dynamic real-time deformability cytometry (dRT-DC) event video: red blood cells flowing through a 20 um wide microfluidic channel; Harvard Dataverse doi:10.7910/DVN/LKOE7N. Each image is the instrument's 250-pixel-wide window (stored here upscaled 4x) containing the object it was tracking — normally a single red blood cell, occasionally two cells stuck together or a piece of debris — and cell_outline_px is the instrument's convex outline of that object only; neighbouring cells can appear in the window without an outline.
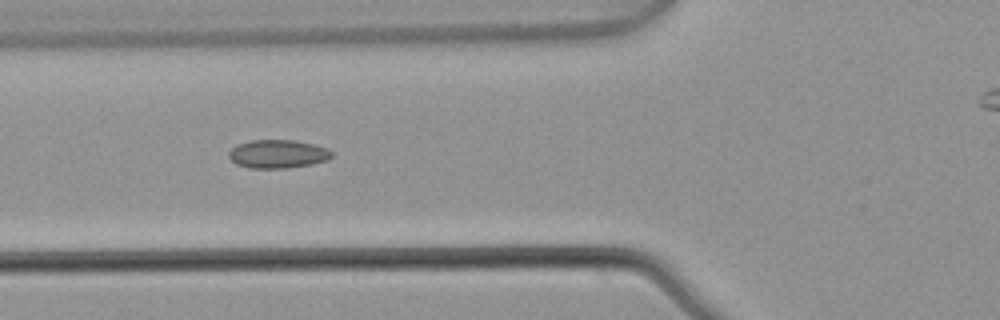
{"species": "common noctule bat (a hibernating species)", "species_latin": "Nyctalus noctula", "temperature_condition": "warm", "stored_images_in_passage": 6, "camera_frame_rate_fps": 3000, "um_per_image_px": 0.085, "animal": {"sex": "male", "body_mass_g": 21.5, "forearm_length_mm": 52.0}, "frame": {"image": 1, "passage_image": 4, "time_ms": 1.0, "image_size_px": [1000, 320], "cell_outline_px": [[332, 156], [328, 160], [312, 164], [288, 168], [248, 168], [236, 164], [228, 156], [228, 152], [236, 144], [248, 140], [296, 140], [328, 148], [332, 152]], "centroid_in_image_um": [23.6, 13.08], "position_along_channel_um": 102.2, "area_um2": 17.22}}
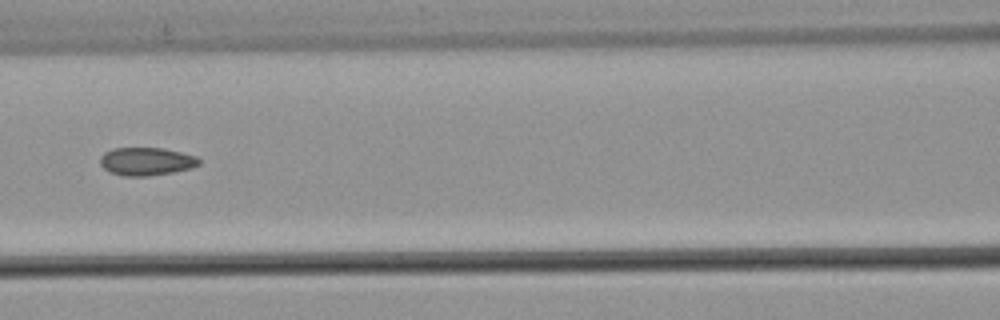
{"frame": {"image": 2, "passage_image": 5, "time_ms": 1.333, "image_size_px": [1000, 320], "cell_outline_px": [[200, 164], [192, 168], [172, 172], [148, 176], [124, 176], [112, 172], [104, 168], [100, 164], [100, 156], [104, 152], [112, 148], [164, 148], [196, 156], [200, 160]], "centroid_in_image_um": [12.44, 13.71], "position_along_channel_um": 154.2, "area_um2": 16.13}}